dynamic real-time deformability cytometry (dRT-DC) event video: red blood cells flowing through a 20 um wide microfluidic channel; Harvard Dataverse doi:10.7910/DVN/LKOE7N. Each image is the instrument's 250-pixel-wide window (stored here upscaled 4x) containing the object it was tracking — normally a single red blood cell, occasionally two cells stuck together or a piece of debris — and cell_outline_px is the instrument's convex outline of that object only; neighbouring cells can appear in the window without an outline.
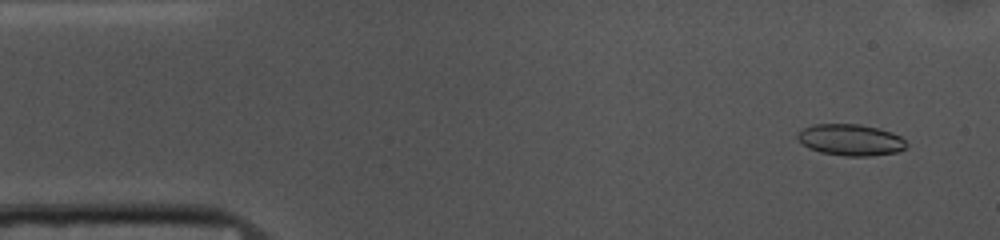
{"species": "common noctule bat (a hibernating species)", "species_latin": "Nyctalus noctula", "temperature_condition": "cold", "stored_images_in_passage": 52, "camera_frame_rate_fps": 3000, "um_per_image_px": 0.085, "animal": {"sex": "female", "body_mass_g": 10.0, "forearm_length_mm": 53.1}, "frame": {"image": 1, "passage_image": 3, "time_ms": 0.667, "image_size_px": [1000, 240], "cell_outline_px": [[908, 148], [896, 152], [868, 156], [844, 156], [820, 152], [808, 148], [796, 136], [804, 128], [812, 124], [860, 124], [880, 128], [892, 132], [900, 136], [908, 144]], "centroid_in_image_um": [72.34, 11.89], "position_along_channel_um": 12.7, "area_um2": 20.0}}
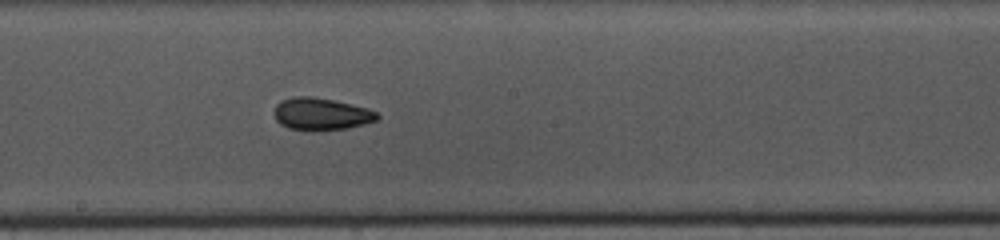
{"frame": {"image": 2, "passage_image": 27, "time_ms": 8.667, "image_size_px": [1000, 240], "cell_outline_px": [[380, 116], [376, 120], [364, 124], [348, 128], [288, 128], [280, 124], [276, 120], [276, 104], [280, 100], [292, 96], [312, 96], [352, 104], [368, 108], [376, 112]], "centroid_in_image_um": [27.31, 9.64], "position_along_channel_um": 220.9, "area_um2": 18.73}}
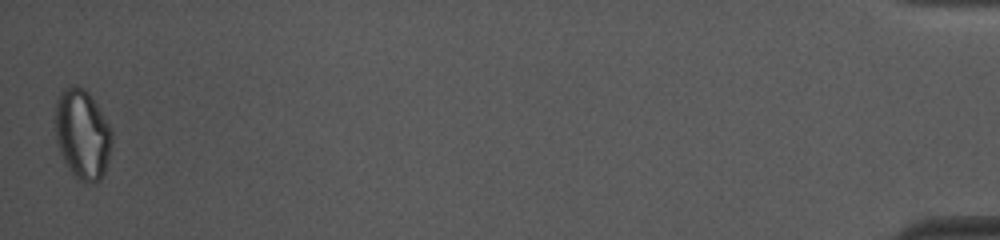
{"frame": {"image": 3, "passage_image": 52, "time_ms": 17.0, "image_size_px": [1000, 240], "cell_outline_px": [[112, 144], [108, 160], [104, 172], [100, 180], [92, 184], [80, 180], [68, 168], [60, 152], [56, 140], [56, 100], [64, 88], [76, 84], [84, 88], [88, 92], [96, 104], [108, 124], [112, 132]], "centroid_in_image_um": [7.01, 11.41], "position_along_channel_um": 428.2, "area_um2": 29.42}, "authors_computed_cell_mechanics": {"area_um2": 19.6809, "velocity_mm_per_s": 3.6968, "shape_relaxation_time_tau1_ms": 5.038, "shape_relaxation_time_tau2_ms": 7.2338, "deformation_change_tau1": 0.0994, "deformation_change_tau2": 0.1092}}